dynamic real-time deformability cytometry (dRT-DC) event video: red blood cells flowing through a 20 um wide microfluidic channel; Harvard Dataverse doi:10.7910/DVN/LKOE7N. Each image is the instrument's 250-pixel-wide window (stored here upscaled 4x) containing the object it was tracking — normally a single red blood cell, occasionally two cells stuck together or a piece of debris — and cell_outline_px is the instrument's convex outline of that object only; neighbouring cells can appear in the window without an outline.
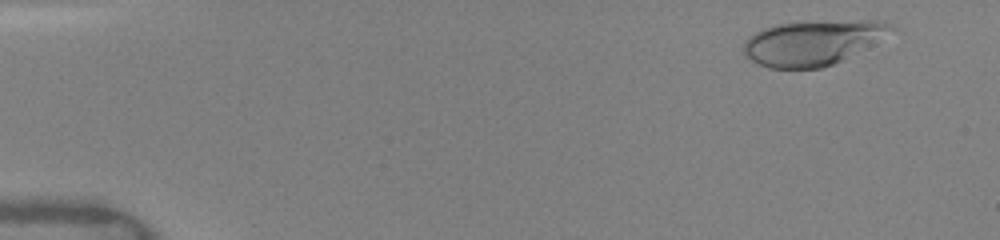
{"species": "human", "species_latin": "Homo sapiens", "temperature_condition": "warm", "stored_images_in_passage": 27, "camera_frame_rate_fps": 3000, "um_per_image_px": 0.085, "donor": {"sex": "female"}, "frame": {"image": 1, "passage_image": 3, "time_ms": 1.0, "image_size_px": [1000, 240], "cell_outline_px": [[896, 28], [840, 60], [832, 64], [820, 68], [768, 68], [744, 56], [744, 44], [756, 32], [764, 28], [776, 24], [860, 20], [884, 20], [892, 24]], "centroid_in_image_um": [69.03, 3.62], "position_along_channel_um": 16.0, "area_um2": 37.28}}
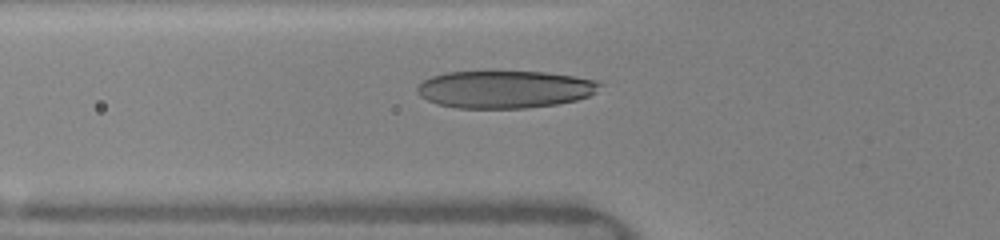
{"frame": {"image": 2, "passage_image": 15, "time_ms": 5.667, "image_size_px": [1000, 240], "cell_outline_px": [[604, 84], [596, 92], [588, 96], [576, 100], [556, 104], [524, 108], [456, 108], [436, 104], [420, 96], [416, 92], [416, 88], [424, 80], [432, 76], [444, 72], [544, 72], [576, 76], [600, 80]], "centroid_in_image_um": [42.93, 7.59], "position_along_channel_um": 82.9, "area_um2": 40.11}}
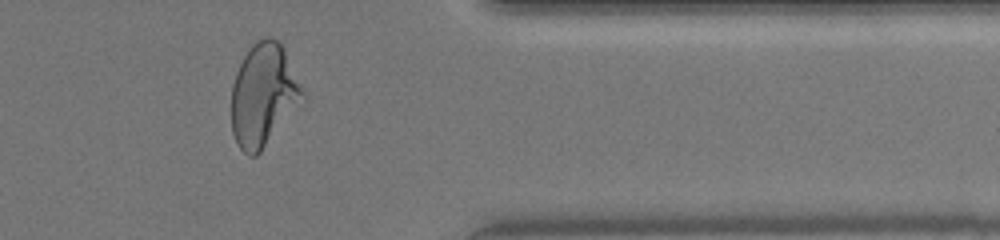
{"frame": {"image": 3, "passage_image": 25, "time_ms": 13.333, "image_size_px": [1000, 240], "cell_outline_px": [[304, 96], [260, 152], [256, 156], [248, 156], [240, 148], [232, 132], [232, 84], [236, 72], [244, 56], [252, 44], [256, 40], [264, 36], [268, 36], [276, 40], [284, 48], [304, 92]], "centroid_in_image_um": [22.35, 8.04], "position_along_channel_um": 389.0, "area_um2": 41.62}, "authors_computed_cell_mechanics": {"area_um2": 38.726, "velocity_mm_per_s": 4.1524, "shape_relaxation_time_tau1_ms": 4.5411, "shape_relaxation_time_tau2_ms": null, "deformation_change_tau1": 0.2172, "deformation_change_tau2": null}}